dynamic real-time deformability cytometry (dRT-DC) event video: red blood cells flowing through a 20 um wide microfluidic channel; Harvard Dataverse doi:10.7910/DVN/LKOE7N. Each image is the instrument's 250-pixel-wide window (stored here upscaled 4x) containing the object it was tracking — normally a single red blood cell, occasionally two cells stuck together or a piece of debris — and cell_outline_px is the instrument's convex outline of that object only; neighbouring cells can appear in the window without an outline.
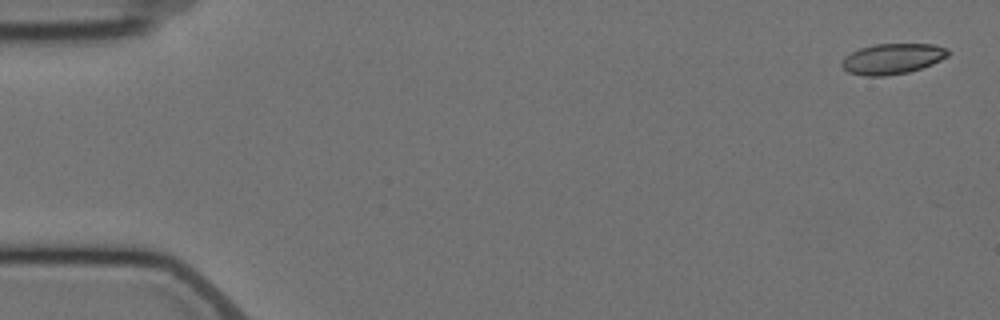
{"species": "Egyptian fruit bat (a non-hibernating species)", "species_latin": "Rousettus aegyptiacus", "temperature_condition": "cold", "stored_images_in_passage": 6, "camera_frame_rate_fps": 3000, "um_per_image_px": 0.085, "animal": {"sex": "female"}, "frame": {"image": 1, "passage_image": 1, "time_ms": 0.0, "image_size_px": [1000, 320], "cell_outline_px": [[952, 52], [948, 56], [932, 64], [908, 72], [884, 76], [864, 76], [848, 72], [840, 64], [844, 56], [860, 48], [876, 44], [932, 44], [948, 48]], "centroid_in_image_um": [75.86, 4.99], "position_along_channel_um": 9.1, "area_um2": 18.96}}